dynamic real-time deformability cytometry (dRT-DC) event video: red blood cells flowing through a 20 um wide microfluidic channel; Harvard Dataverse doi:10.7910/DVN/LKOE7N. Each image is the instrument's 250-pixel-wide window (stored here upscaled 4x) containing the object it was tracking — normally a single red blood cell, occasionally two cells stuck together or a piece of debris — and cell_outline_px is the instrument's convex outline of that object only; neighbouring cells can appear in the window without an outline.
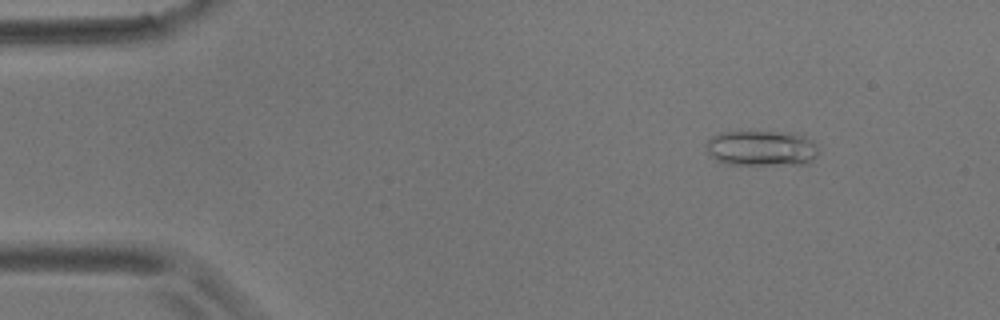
{"species": "common noctule bat (a hibernating species)", "species_latin": "Nyctalus noctula", "temperature_condition": "room temperature", "stored_images_in_passage": 4, "camera_frame_rate_fps": 3000, "um_per_image_px": 0.085, "animal": {"sex": "male", "body_mass_g": 17.9}, "frame": {"image": 1, "passage_image": 2, "time_ms": 1.0, "image_size_px": [1000, 320], "cell_outline_px": [[820, 152], [808, 164], [724, 164], [716, 160], [708, 152], [704, 144], [712, 136], [720, 132], [792, 132], [804, 136], [816, 144]], "centroid_in_image_um": [64.74, 12.6], "position_along_channel_um": 20.3, "area_um2": 23.35}}